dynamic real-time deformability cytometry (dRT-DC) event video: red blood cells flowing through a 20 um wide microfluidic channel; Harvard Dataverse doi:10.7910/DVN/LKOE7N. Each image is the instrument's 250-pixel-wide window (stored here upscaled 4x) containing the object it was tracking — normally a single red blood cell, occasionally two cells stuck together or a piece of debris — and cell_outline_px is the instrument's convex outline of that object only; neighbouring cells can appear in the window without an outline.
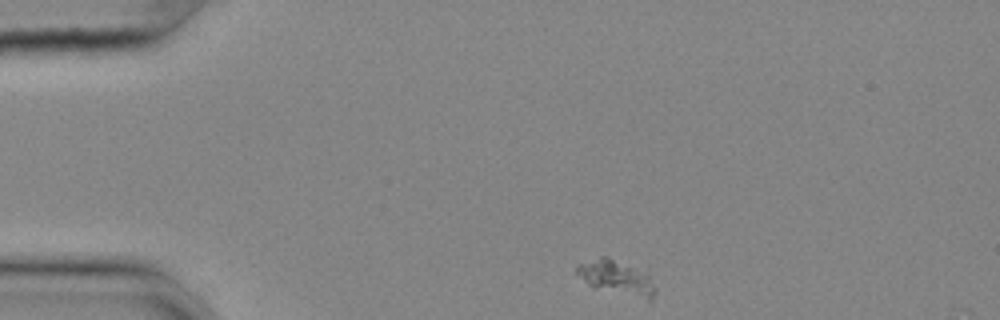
{"species": "common noctule bat (a hibernating species)", "species_latin": "Nyctalus noctula", "temperature_condition": "cold", "stored_images_in_passage": 6, "camera_frame_rate_fps": 3000, "um_per_image_px": 0.085, "animal": {"sex": "female", "body_mass_g": 25.1}, "frame": {"image": 1, "passage_image": 1, "time_ms": 0.0, "image_size_px": [1000, 320], "cell_outline_px": [[656, 292], [652, 300], [648, 304], [592, 288], [576, 272], [576, 264], [600, 256], [604, 256], [648, 272], [656, 288]], "centroid_in_image_um": [52.49, 23.7], "position_along_channel_um": 32.5, "area_um2": 16.82}}